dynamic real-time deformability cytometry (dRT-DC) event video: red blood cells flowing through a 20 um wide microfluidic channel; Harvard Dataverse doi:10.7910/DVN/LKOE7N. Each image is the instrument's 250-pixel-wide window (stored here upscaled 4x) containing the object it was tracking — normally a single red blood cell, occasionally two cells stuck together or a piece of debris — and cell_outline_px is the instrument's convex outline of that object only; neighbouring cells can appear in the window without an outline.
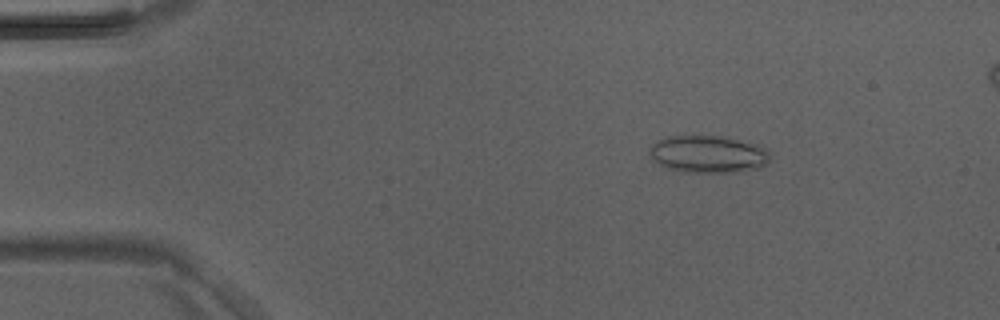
{"species": "Egyptian fruit bat (a non-hibernating species)", "species_latin": "Rousettus aegyptiacus", "temperature_condition": "room temperature", "stored_images_in_passage": 42, "segment_of_instrument_passage": [1, 2], "camera_frame_rate_fps": 3000, "um_per_image_px": 0.085, "animal": {"sex": "male"}, "frame": {"image": 1, "passage_image": 3, "time_ms": 0.667, "image_size_px": [1000, 320], "cell_outline_px": [[768, 164], [760, 168], [736, 172], [680, 172], [668, 168], [652, 160], [648, 152], [652, 144], [656, 140], [664, 136], [720, 136], [756, 144], [764, 148], [768, 152]], "centroid_in_image_um": [60.14, 13.11], "position_along_channel_um": 24.9, "area_um2": 26.3}}
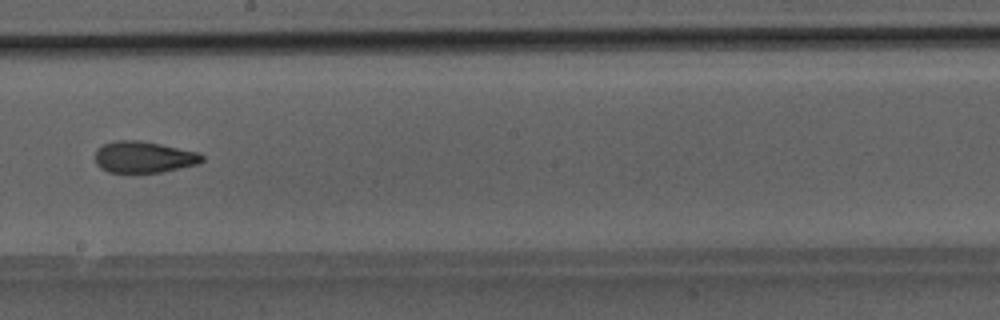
{"frame": {"image": 2, "passage_image": 22, "time_ms": 7.0, "image_size_px": [1000, 320], "cell_outline_px": [[204, 160], [200, 164], [160, 172], [108, 172], [100, 168], [96, 164], [96, 152], [104, 144], [116, 140], [140, 140], [200, 152], [204, 156]], "centroid_in_image_um": [12.27, 13.35], "position_along_channel_um": 235.9, "area_um2": 19.59}}
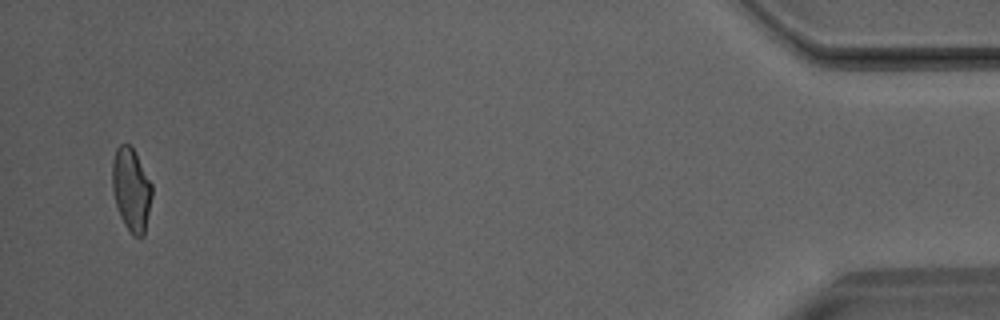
{"frame": {"image": 3, "passage_image": 40, "time_ms": 13.0, "image_size_px": [1000, 320], "cell_outline_px": [[152, 196], [144, 236], [132, 236], [124, 224], [120, 216], [116, 204], [112, 188], [112, 160], [116, 148], [120, 144], [128, 144], [132, 148], [152, 184]], "centroid_in_image_um": [11.15, 16.13], "position_along_channel_um": 424.1, "area_um2": 19.13}}